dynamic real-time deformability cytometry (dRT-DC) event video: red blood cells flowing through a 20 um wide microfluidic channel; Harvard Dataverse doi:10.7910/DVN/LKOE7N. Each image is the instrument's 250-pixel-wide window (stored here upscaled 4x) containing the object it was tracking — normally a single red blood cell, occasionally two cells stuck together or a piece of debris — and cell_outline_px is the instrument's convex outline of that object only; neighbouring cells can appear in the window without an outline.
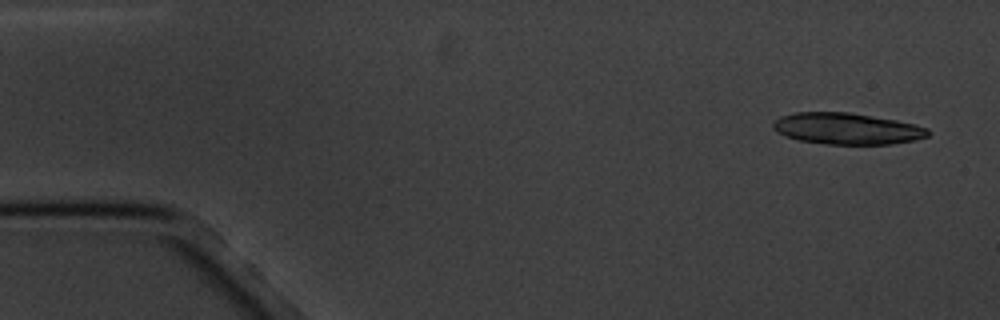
{"species": "common noctule bat (a hibernating species)", "species_latin": "Nyctalus noctula", "temperature_condition": "cold", "stored_images_in_passage": 5, "camera_frame_rate_fps": 3000, "um_per_image_px": 0.085, "animal": {"sex": "male", "body_mass_g": 20.1, "forearm_length_mm": 53.5}, "frame": {"image": 1, "passage_image": 1, "time_ms": 0.0, "image_size_px": [1000, 320], "cell_outline_px": [[932, 132], [928, 136], [912, 140], [892, 144], [828, 144], [800, 140], [784, 136], [776, 132], [772, 128], [772, 124], [780, 116], [796, 112], [848, 112], [896, 120], [928, 128]], "centroid_in_image_um": [71.96, 10.93], "position_along_channel_um": 13.0, "area_um2": 28.26}}